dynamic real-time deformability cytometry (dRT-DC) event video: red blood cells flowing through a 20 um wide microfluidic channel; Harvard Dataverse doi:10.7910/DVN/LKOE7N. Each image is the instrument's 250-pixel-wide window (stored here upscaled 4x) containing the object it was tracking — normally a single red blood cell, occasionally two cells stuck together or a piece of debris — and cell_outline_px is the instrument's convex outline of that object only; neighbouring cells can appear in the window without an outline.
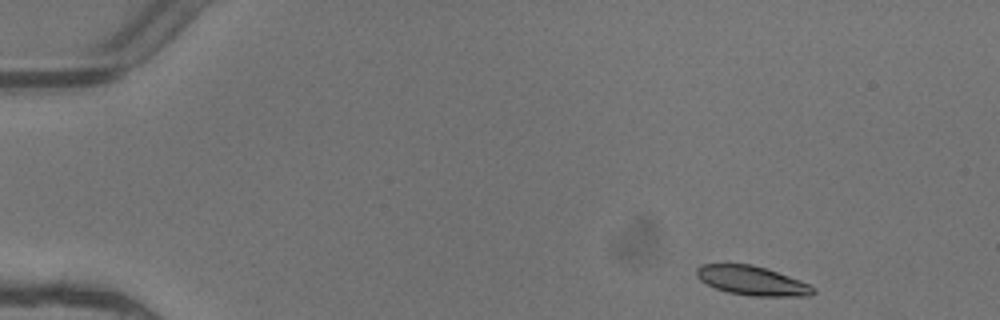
{"species": "common noctule bat (a hibernating species)", "species_latin": "Nyctalus noctula", "temperature_condition": "warm", "stored_images_in_passage": 6, "camera_frame_rate_fps": 3000, "um_per_image_px": 0.085, "animal": {"sex": "female"}, "frame": {"image": 1, "passage_image": 1, "time_ms": 0.0, "image_size_px": [1000, 320], "cell_outline_px": [[816, 292], [812, 296], [752, 296], [728, 292], [716, 288], [700, 280], [696, 276], [696, 268], [700, 264], [752, 264], [768, 268], [808, 284], [816, 288]], "centroid_in_image_um": [63.93, 23.85], "position_along_channel_um": 21.1, "area_um2": 19.88}}
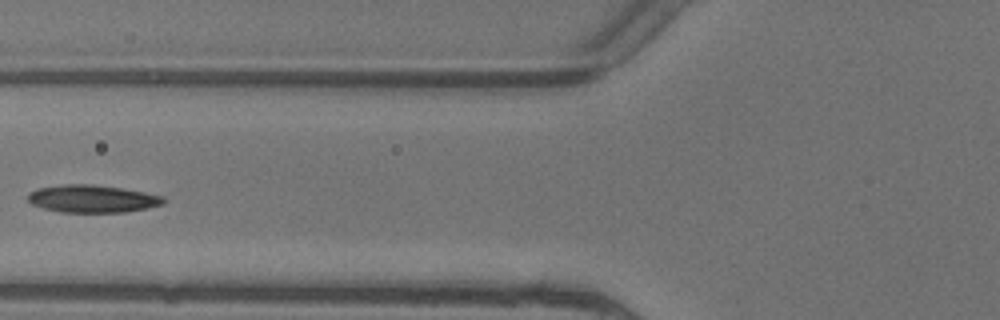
{"frame": {"image": 2, "passage_image": 5, "time_ms": 1.333, "image_size_px": [1000, 320], "cell_outline_px": [[164, 204], [148, 208], [124, 212], [60, 212], [44, 208], [32, 204], [28, 200], [28, 192], [40, 188], [64, 184], [92, 184], [124, 188], [164, 196]], "centroid_in_image_um": [7.87, 16.89], "position_along_channel_um": 117.9, "area_um2": 21.79}}
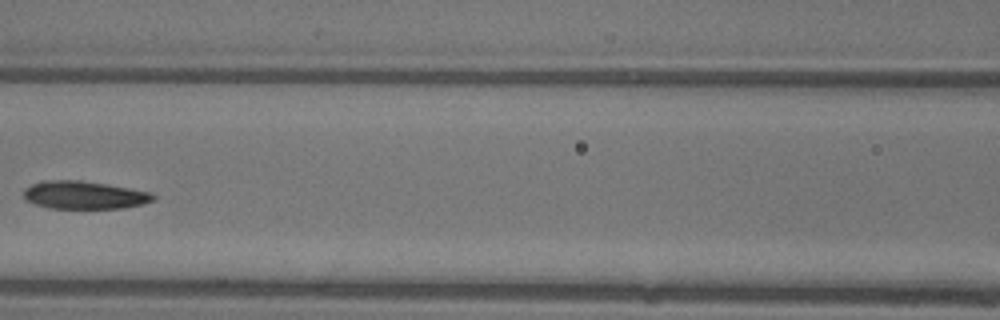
{"frame": {"image": 3, "passage_image": 6, "time_ms": 1.667, "image_size_px": [1000, 320], "cell_outline_px": [[156, 196], [152, 200], [144, 204], [124, 208], [48, 208], [36, 204], [28, 200], [24, 196], [24, 188], [32, 184], [44, 180], [80, 180], [152, 192]], "centroid_in_image_um": [7.17, 16.58], "position_along_channel_um": 159.4, "area_um2": 20.92}}